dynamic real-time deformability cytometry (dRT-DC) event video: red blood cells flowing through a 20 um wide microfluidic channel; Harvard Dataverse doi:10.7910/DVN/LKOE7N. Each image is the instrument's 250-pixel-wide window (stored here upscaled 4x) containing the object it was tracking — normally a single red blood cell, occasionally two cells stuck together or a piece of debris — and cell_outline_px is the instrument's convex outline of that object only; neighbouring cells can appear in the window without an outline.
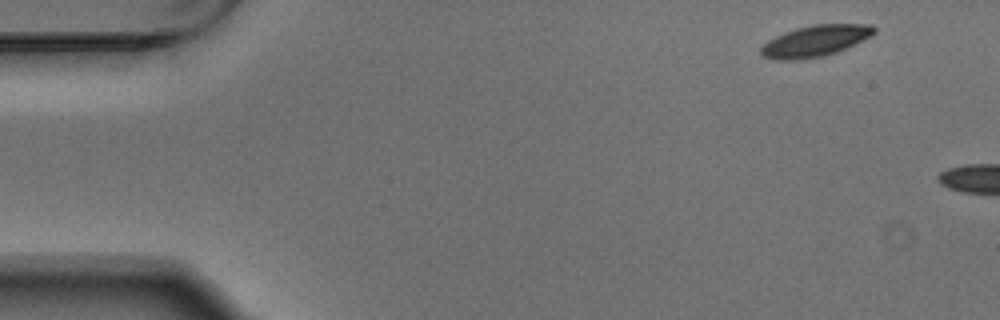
{"species": "Egyptian fruit bat (a non-hibernating species)", "species_latin": "Rousettus aegyptiacus", "temperature_condition": "warm", "stored_images_in_passage": 3, "camera_frame_rate_fps": 3000, "um_per_image_px": 0.085, "animal": {"sex": "male"}, "frame": {"image": 1, "passage_image": 1, "time_ms": 0.0, "image_size_px": [1000, 320], "cell_outline_px": [[876, 32], [872, 36], [836, 52], [824, 56], [796, 60], [776, 60], [764, 56], [760, 52], [760, 48], [768, 40], [784, 32], [796, 28], [812, 24], [872, 24], [876, 28]], "centroid_in_image_um": [69.31, 3.47], "position_along_channel_um": 15.7, "area_um2": 20.63}}
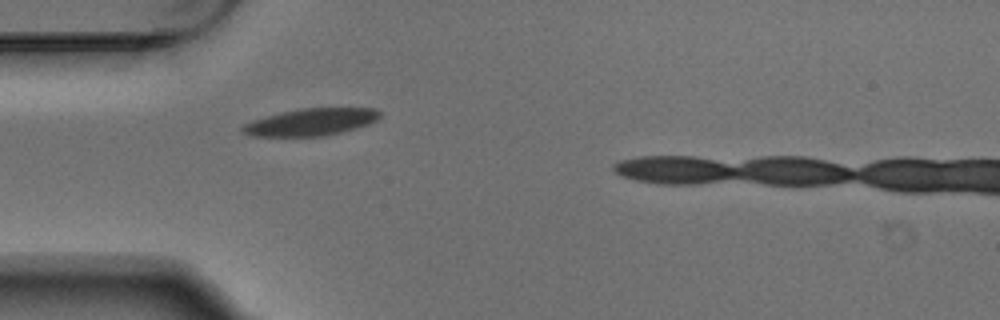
{"frame": {"image": 2, "passage_image": 3, "time_ms": 0.667, "image_size_px": [1000, 320], "cell_outline_px": [[380, 116], [376, 120], [368, 124], [356, 128], [324, 136], [252, 136], [240, 132], [240, 128], [244, 124], [252, 120], [280, 112], [300, 108], [376, 108], [380, 112]], "centroid_in_image_um": [26.39, 10.37], "position_along_channel_um": 58.6, "area_um2": 21.73}}